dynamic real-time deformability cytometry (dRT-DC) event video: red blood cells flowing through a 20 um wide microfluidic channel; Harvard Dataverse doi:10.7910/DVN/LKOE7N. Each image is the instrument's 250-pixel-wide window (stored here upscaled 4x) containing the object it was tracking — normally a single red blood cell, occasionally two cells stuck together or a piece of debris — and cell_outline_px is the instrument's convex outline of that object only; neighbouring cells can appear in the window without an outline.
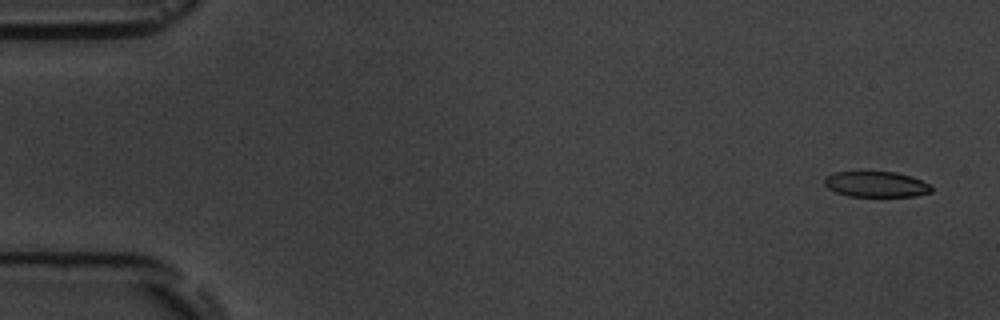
{"species": "common noctule bat (a hibernating species)", "species_latin": "Nyctalus noctula", "temperature_condition": "room temperature", "stored_images_in_passage": 4, "camera_frame_rate_fps": 3000, "um_per_image_px": 0.085, "animal": {"sex": "male", "body_mass_g": 19.5, "forearm_length_mm": 54.6}, "frame": {"image": 1, "passage_image": 1, "time_ms": 0.0, "image_size_px": [1000, 320], "cell_outline_px": [[932, 192], [916, 196], [848, 196], [836, 192], [828, 188], [824, 184], [824, 176], [832, 172], [896, 172], [912, 176], [928, 184], [932, 188]], "centroid_in_image_um": [74.44, 15.66], "position_along_channel_um": 10.6, "area_um2": 16.01}}
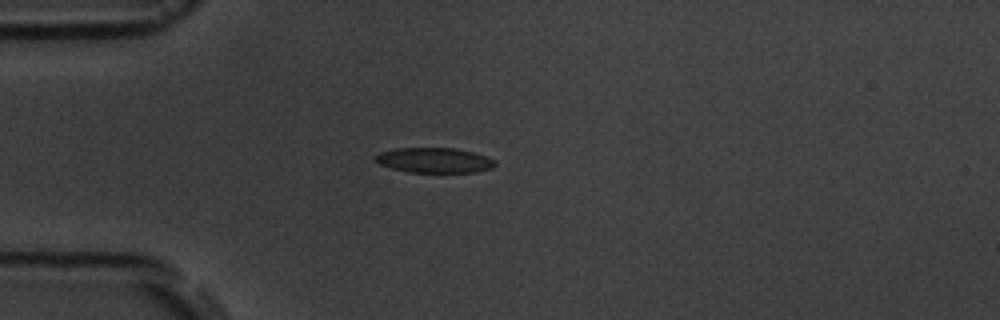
{"frame": {"image": 2, "passage_image": 4, "time_ms": 4.333, "image_size_px": [1000, 320], "cell_outline_px": [[496, 164], [492, 168], [476, 172], [408, 172], [392, 168], [380, 164], [372, 160], [372, 156], [380, 152], [396, 148], [456, 148], [472, 152], [484, 156], [492, 160]], "centroid_in_image_um": [36.84, 13.62], "position_along_channel_um": 48.2, "area_um2": 17.46}}